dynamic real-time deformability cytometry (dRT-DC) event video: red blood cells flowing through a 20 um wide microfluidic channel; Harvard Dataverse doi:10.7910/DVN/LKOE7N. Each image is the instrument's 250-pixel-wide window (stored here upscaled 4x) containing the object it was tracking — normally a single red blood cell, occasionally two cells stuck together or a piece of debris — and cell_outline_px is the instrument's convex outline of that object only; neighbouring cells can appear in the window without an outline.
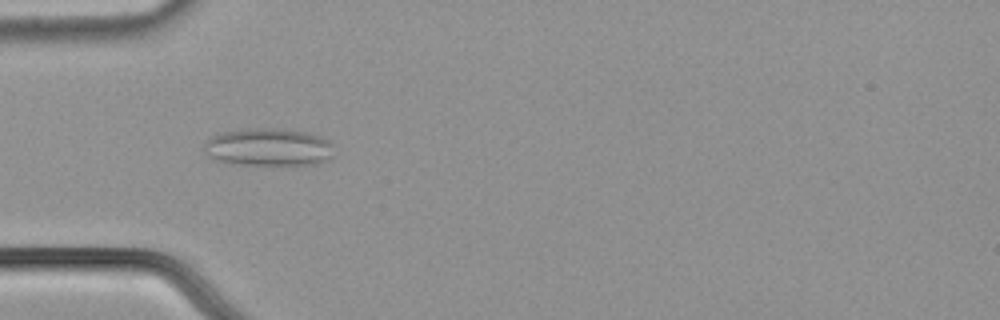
{"species": "common noctule bat (a hibernating species)", "species_latin": "Nyctalus noctula", "temperature_condition": "cold", "stored_images_in_passage": 56, "camera_frame_rate_fps": 3000, "um_per_image_px": 0.085, "animal": {"sex": "male", "body_mass_g": 21.5, "forearm_length_mm": 52.0}, "frame": {"image": 1, "passage_image": 18, "time_ms": 5.667, "image_size_px": [1000, 320], "cell_outline_px": [[332, 156], [328, 160], [320, 164], [240, 164], [216, 160], [208, 156], [204, 152], [204, 144], [212, 136], [220, 132], [240, 128], [280, 128], [308, 132], [320, 136], [328, 140], [332, 144]], "centroid_in_image_um": [22.82, 12.48], "position_along_channel_um": 62.2, "area_um2": 28.78}}
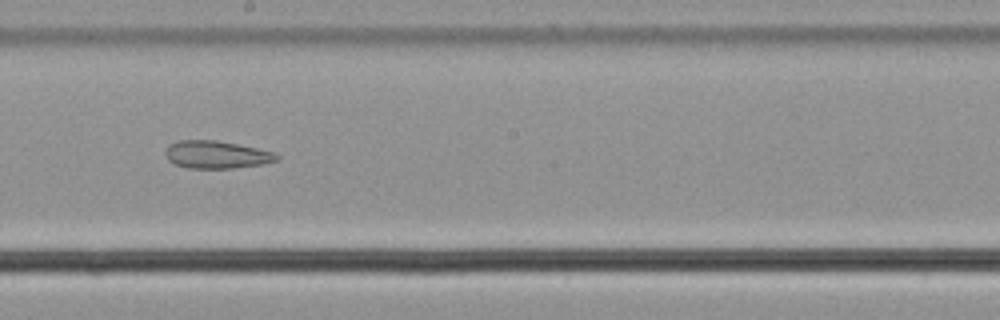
{"frame": {"image": 2, "passage_image": 32, "time_ms": 10.333, "image_size_px": [1000, 320], "cell_outline_px": [[280, 160], [260, 164], [232, 168], [188, 168], [176, 164], [168, 160], [164, 152], [168, 144], [180, 140], [216, 140], [256, 148], [272, 152], [280, 156]], "centroid_in_image_um": [18.37, 13.14], "position_along_channel_um": 229.8, "area_um2": 17.8}}
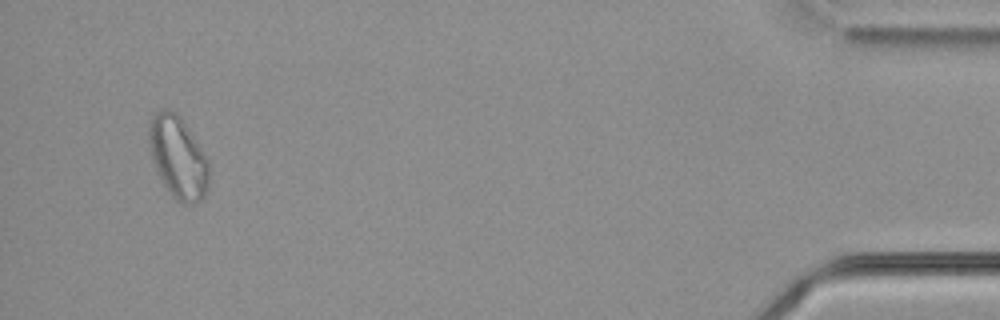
{"frame": {"image": 3, "passage_image": 54, "time_ms": 17.667, "image_size_px": [1000, 320], "cell_outline_px": [[208, 188], [204, 196], [200, 200], [192, 204], [184, 204], [176, 200], [172, 196], [156, 172], [148, 144], [148, 124], [152, 116], [156, 112], [164, 108], [168, 108], [176, 112], [180, 116], [208, 156]], "centroid_in_image_um": [15.12, 13.35], "position_along_channel_um": 420.1, "area_um2": 29.13}, "authors_computed_cell_mechanics": {"area_um2": 25.1719, "velocity_mm_per_s": 3.6589, "shape_relaxation_time_tau1_ms": null, "shape_relaxation_time_tau2_ms": 5.923, "deformation_change_tau1": null, "deformation_change_tau2": 0.1473}}